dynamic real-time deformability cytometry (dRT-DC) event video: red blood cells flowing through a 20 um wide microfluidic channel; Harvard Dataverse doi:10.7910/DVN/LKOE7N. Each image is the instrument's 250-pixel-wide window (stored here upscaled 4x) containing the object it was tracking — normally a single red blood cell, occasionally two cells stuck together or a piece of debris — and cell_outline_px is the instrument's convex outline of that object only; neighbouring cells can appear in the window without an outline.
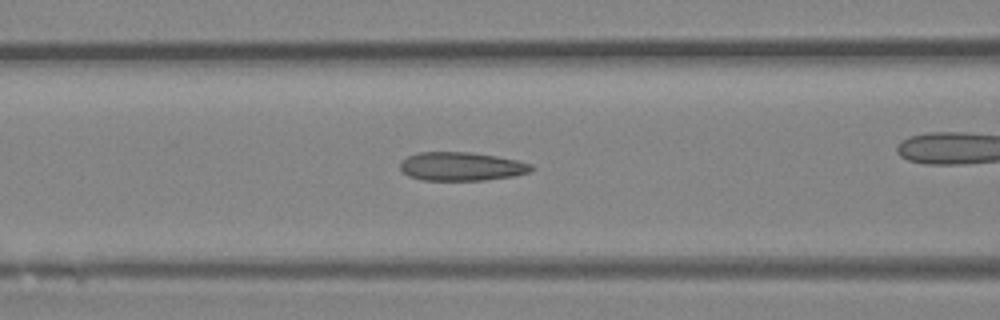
{"species": "Egyptian fruit bat (a non-hibernating species)", "species_latin": "Rousettus aegyptiacus", "temperature_condition": "room temperature", "stored_images_in_passage": 36, "camera_frame_rate_fps": 3000, "um_per_image_px": 0.085, "animal": {"sex": "female"}, "frame": {"image": 1, "passage_image": 17, "time_ms": 5.333, "image_size_px": [1000, 320], "cell_outline_px": [[532, 172], [512, 176], [484, 180], [420, 180], [408, 176], [400, 168], [400, 164], [408, 156], [420, 152], [472, 152], [496, 156], [516, 160], [532, 164]], "centroid_in_image_um": [39.23, 14.15], "position_along_channel_um": 127.4, "area_um2": 21.79}}
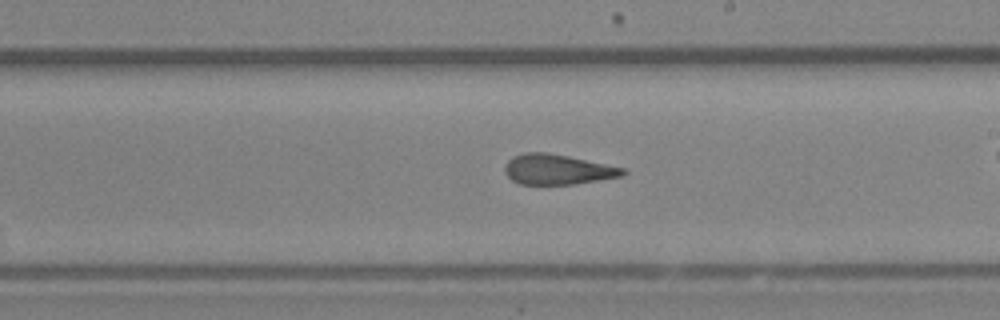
{"frame": {"image": 2, "passage_image": 25, "time_ms": 8.0, "image_size_px": [1000, 320], "cell_outline_px": [[628, 172], [624, 176], [576, 184], [520, 184], [512, 180], [504, 172], [504, 164], [512, 156], [524, 152], [544, 152], [568, 156], [628, 168]], "centroid_in_image_um": [47.43, 14.4], "position_along_channel_um": 241.6, "area_um2": 21.1}}
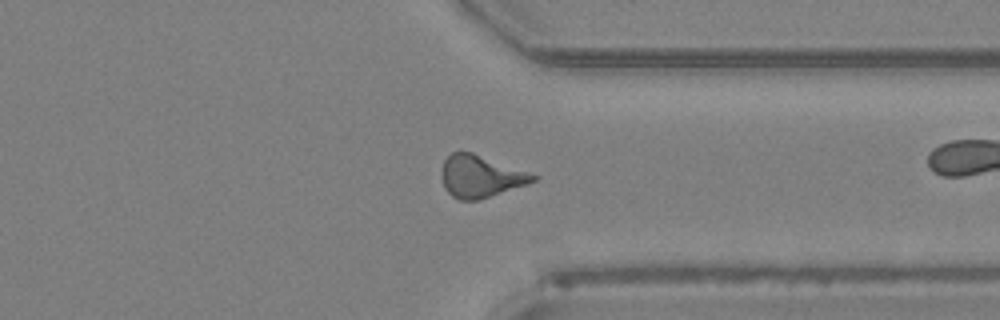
{"frame": {"image": 3, "passage_image": 34, "time_ms": 11.0, "image_size_px": [1000, 320], "cell_outline_px": [[540, 176], [536, 180], [528, 184], [480, 200], [456, 200], [444, 188], [440, 176], [440, 172], [444, 160], [452, 152], [472, 152]], "centroid_in_image_um": [40.82, 15.01], "position_along_channel_um": 370.6, "area_um2": 22.66}}